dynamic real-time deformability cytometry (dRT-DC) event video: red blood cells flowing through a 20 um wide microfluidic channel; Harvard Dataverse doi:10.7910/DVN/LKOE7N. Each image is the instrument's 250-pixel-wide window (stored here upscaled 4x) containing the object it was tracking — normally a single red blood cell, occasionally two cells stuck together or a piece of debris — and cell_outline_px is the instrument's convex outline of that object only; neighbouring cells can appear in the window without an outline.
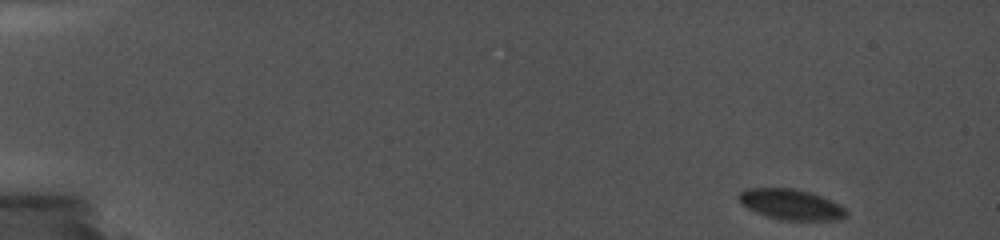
{"species": "common noctule bat (a hibernating species)", "species_latin": "Nyctalus noctula", "temperature_condition": "cold", "stored_images_in_passage": 35, "camera_frame_rate_fps": 5000, "um_per_image_px": 0.085, "animal": {"sex": "female", "body_mass_g": 19.0, "forearm_length_mm": 56.7}, "frame": {"image": 1, "passage_image": 1, "time_ms": 0.0, "image_size_px": [1000, 240], "cell_outline_px": [[848, 216], [840, 220], [784, 220], [768, 216], [756, 212], [748, 208], [736, 196], [744, 188], [792, 188], [812, 192], [832, 200], [840, 204], [848, 212]], "centroid_in_image_um": [67.29, 17.37], "position_along_channel_um": 17.7, "area_um2": 19.25}}
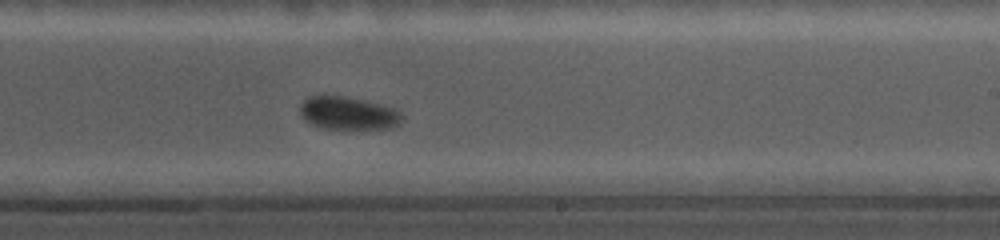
{"frame": {"image": 2, "passage_image": 25, "time_ms": 10.6, "image_size_px": [1000, 240], "cell_outline_px": [[400, 124], [392, 128], [352, 132], [348, 132], [320, 128], [304, 120], [300, 116], [300, 104], [308, 96], [324, 92], [364, 100], [392, 108], [400, 112]], "centroid_in_image_um": [29.51, 9.65], "position_along_channel_um": 259.5, "area_um2": 20.92}}
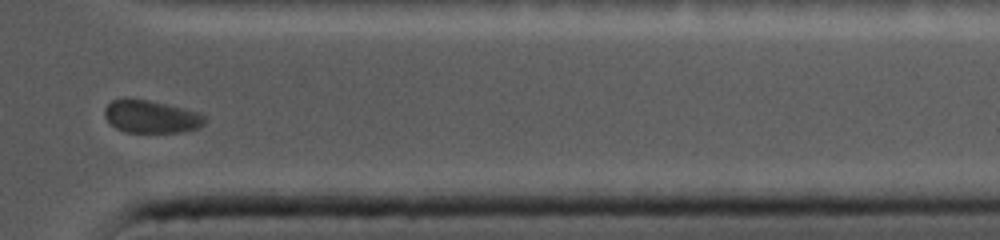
{"frame": {"image": 3, "passage_image": 32, "time_ms": 14.4, "image_size_px": [1000, 240], "cell_outline_px": [[208, 120], [200, 128], [184, 132], [124, 132], [116, 128], [104, 116], [104, 108], [112, 100], [124, 96], [128, 96], [148, 100], [184, 108], [200, 112]], "centroid_in_image_um": [12.85, 9.89], "position_along_channel_um": 398.5, "area_um2": 19.59}}